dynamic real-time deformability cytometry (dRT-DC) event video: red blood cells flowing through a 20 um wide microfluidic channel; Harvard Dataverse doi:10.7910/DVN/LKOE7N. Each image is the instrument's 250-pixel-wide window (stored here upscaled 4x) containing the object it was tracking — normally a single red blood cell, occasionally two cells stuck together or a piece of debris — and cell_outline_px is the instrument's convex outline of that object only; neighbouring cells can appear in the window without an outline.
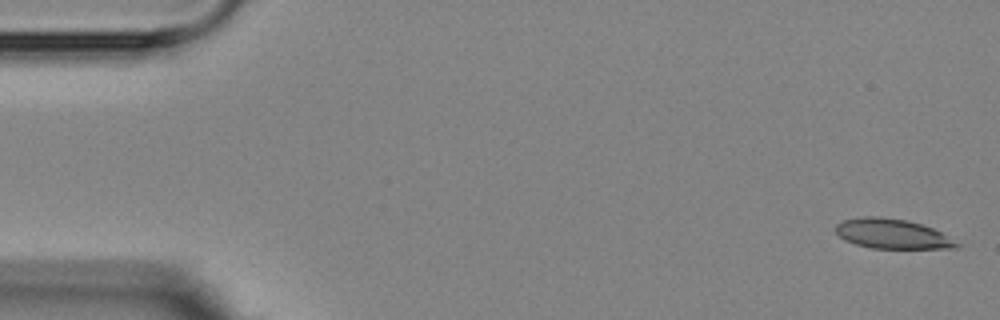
{"species": "Egyptian fruit bat (a non-hibernating species)", "species_latin": "Rousettus aegyptiacus", "temperature_condition": "room temperature", "stored_images_in_passage": 5, "camera_frame_rate_fps": 3000, "um_per_image_px": 0.085, "animal": {"sex": "female"}, "frame": {"image": 1, "passage_image": 1, "time_ms": 0.0, "image_size_px": [1000, 320], "cell_outline_px": [[960, 248], [872, 248], [856, 244], [844, 240], [836, 232], [836, 224], [844, 220], [864, 216], [880, 216], [908, 220], [932, 228], [940, 232], [960, 244]], "centroid_in_image_um": [75.82, 19.87], "position_along_channel_um": 9.2, "area_um2": 20.81}}